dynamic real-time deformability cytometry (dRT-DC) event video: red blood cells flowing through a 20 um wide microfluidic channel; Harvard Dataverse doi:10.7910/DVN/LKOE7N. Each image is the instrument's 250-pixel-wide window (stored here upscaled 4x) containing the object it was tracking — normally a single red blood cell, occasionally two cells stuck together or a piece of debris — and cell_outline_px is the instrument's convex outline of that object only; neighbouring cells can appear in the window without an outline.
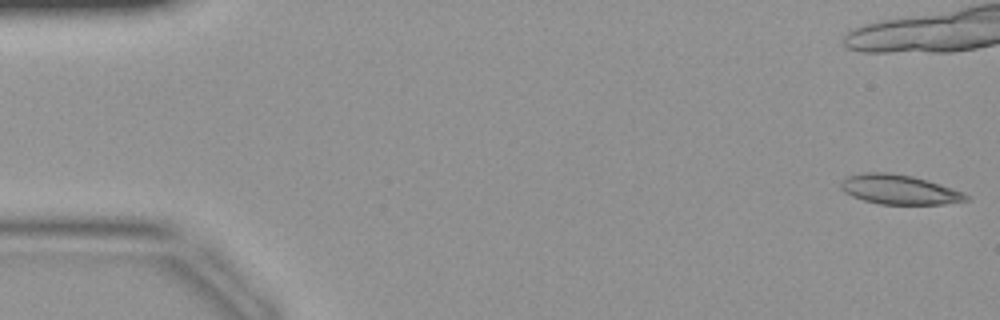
{"species": "common noctule bat (a hibernating species)", "species_latin": "Nyctalus noctula", "temperature_condition": "warm", "stored_images_in_passage": 16, "camera_frame_rate_fps": 3000, "um_per_image_px": 0.085, "animal": {"sex": "female", "body_mass_g": 19.9}, "frame": {"image": 1, "passage_image": 1, "time_ms": 0.0, "image_size_px": [1000, 320], "cell_outline_px": [[972, 200], [944, 204], [880, 204], [864, 200], [852, 196], [844, 192], [840, 188], [840, 180], [848, 176], [860, 172], [888, 172], [912, 176], [928, 180], [964, 192]], "centroid_in_image_um": [76.43, 16.1], "position_along_channel_um": 8.6, "area_um2": 21.79}}